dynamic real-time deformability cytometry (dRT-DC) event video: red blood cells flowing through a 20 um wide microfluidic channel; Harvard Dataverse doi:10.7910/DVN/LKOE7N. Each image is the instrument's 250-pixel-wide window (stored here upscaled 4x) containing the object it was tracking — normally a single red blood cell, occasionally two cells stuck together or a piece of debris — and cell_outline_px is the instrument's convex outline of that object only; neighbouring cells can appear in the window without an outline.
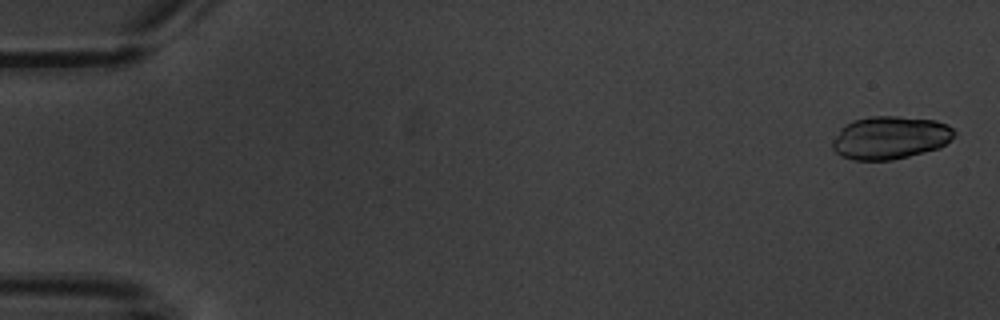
{"species": "common noctule bat (a hibernating species)", "species_latin": "Nyctalus noctula", "temperature_condition": "warm", "stored_images_in_passage": 14, "camera_frame_rate_fps": 3000, "um_per_image_px": 0.085, "animal": {"sex": "male", "body_mass_g": 20.1, "forearm_length_mm": 53.5}, "frame": {"image": 1, "passage_image": 1, "time_ms": 0.0, "image_size_px": [1000, 320], "cell_outline_px": [[956, 132], [940, 148], [892, 160], [852, 160], [840, 156], [832, 148], [832, 140], [840, 128], [844, 124], [852, 120], [872, 116], [896, 116], [936, 120], [948, 124]], "centroid_in_image_um": [75.62, 11.7], "position_along_channel_um": 9.4, "area_um2": 30.63}}